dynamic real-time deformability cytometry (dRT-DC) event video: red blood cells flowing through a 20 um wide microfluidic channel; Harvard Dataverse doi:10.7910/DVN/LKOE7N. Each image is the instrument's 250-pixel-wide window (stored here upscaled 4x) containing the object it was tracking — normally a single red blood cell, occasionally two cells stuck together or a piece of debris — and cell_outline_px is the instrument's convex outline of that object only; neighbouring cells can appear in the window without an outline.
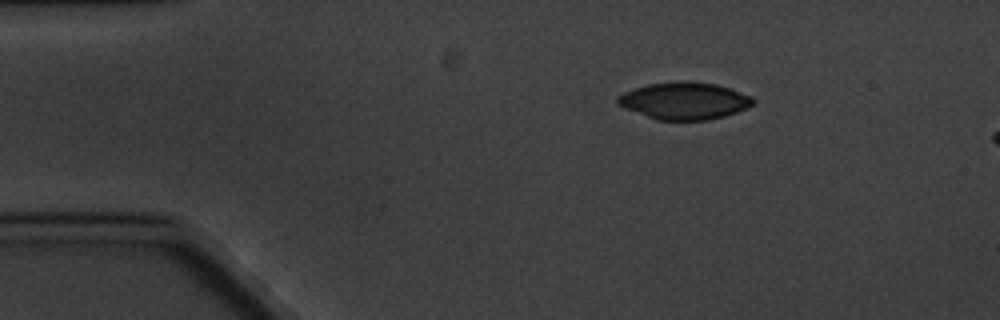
{"species": "common noctule bat (a hibernating species)", "species_latin": "Nyctalus noctula", "temperature_condition": "cold", "stored_images_in_passage": 2, "camera_frame_rate_fps": 3000, "um_per_image_px": 0.085, "animal": {"sex": "male", "body_mass_g": 20.1, "forearm_length_mm": 53.5}, "frame": {"image": 1, "passage_image": 1, "time_ms": 0.0, "image_size_px": [1000, 320], "cell_outline_px": [[756, 100], [748, 108], [724, 116], [708, 120], [656, 120], [624, 108], [616, 104], [616, 96], [624, 92], [648, 84], [680, 80], [688, 80], [716, 84], [752, 96]], "centroid_in_image_um": [58.15, 8.56], "position_along_channel_um": 26.9, "area_um2": 29.54}}